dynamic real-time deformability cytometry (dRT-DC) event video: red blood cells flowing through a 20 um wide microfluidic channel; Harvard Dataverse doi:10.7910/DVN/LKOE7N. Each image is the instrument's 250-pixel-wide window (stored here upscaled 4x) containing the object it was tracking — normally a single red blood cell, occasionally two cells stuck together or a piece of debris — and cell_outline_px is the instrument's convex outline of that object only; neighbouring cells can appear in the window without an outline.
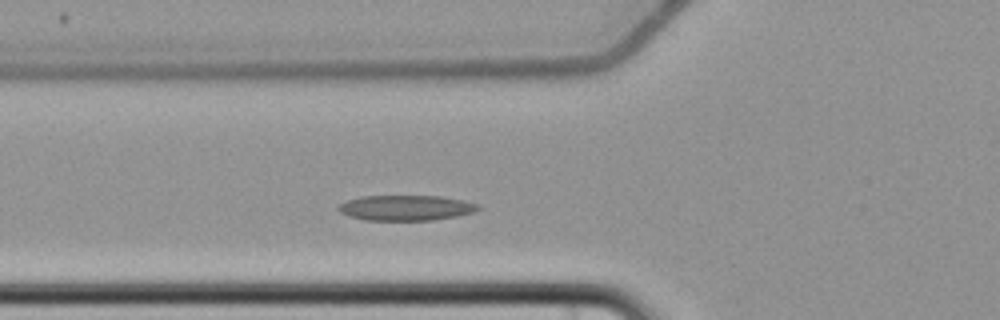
{"species": "common noctule bat (a hibernating species)", "species_latin": "Nyctalus noctula", "temperature_condition": "cold", "stored_images_in_passage": 4, "camera_frame_rate_fps": 3000, "um_per_image_px": 0.085, "animal": {"sex": "female", "body_mass_g": 22.7, "forearm_length_mm": 54.2}, "frame": {"image": 1, "passage_image": 4, "time_ms": 3.667, "image_size_px": [1000, 320], "cell_outline_px": [[480, 208], [472, 212], [456, 216], [432, 220], [364, 220], [348, 216], [340, 212], [336, 208], [340, 204], [348, 200], [364, 196], [440, 196], [464, 200], [476, 204]], "centroid_in_image_um": [34.46, 17.67], "position_along_channel_um": 91.3, "area_um2": 20.46}}